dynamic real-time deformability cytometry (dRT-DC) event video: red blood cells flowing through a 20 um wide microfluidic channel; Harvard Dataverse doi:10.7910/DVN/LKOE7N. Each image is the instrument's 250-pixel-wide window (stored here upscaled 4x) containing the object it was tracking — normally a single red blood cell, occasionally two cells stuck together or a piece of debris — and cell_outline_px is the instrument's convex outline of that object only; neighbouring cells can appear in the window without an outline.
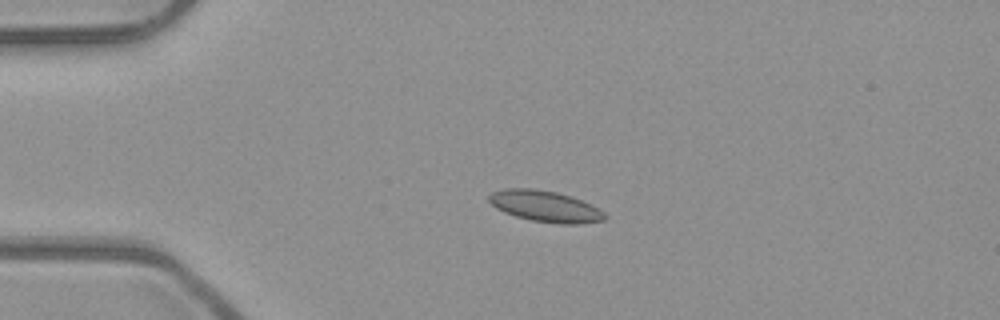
{"species": "common noctule bat (a hibernating species)", "species_latin": "Nyctalus noctula", "temperature_condition": "room temperature", "stored_images_in_passage": 4, "camera_frame_rate_fps": 3000, "um_per_image_px": 0.085, "animal": {"sex": "male", "body_mass_g": 23.1, "forearm_length_mm": 52.7}, "frame": {"image": 1, "passage_image": 3, "time_ms": 0.667, "image_size_px": [1000, 320], "cell_outline_px": [[608, 216], [604, 220], [576, 224], [560, 224], [532, 220], [516, 216], [504, 212], [496, 208], [488, 200], [488, 196], [492, 192], [504, 188], [536, 188], [556, 192], [572, 196], [604, 212]], "centroid_in_image_um": [46.31, 17.52], "position_along_channel_um": 38.7, "area_um2": 20.92}}